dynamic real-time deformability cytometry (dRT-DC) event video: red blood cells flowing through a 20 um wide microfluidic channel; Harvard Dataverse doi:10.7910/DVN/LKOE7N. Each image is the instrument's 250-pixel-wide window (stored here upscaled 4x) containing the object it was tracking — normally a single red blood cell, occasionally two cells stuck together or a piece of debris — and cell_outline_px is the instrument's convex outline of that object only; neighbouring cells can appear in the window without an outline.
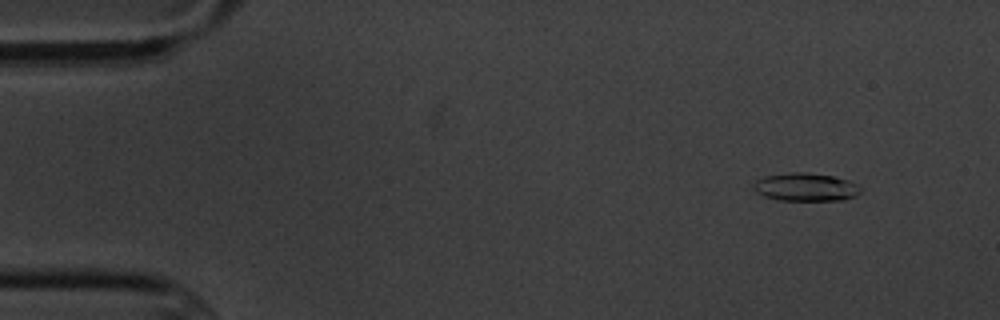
{"species": "common noctule bat (a hibernating species)", "species_latin": "Nyctalus noctula", "temperature_condition": "cold", "stored_images_in_passage": 5, "camera_frame_rate_fps": 3000, "um_per_image_px": 0.085, "animal": {"sex": "male", "body_mass_g": 20.1, "forearm_length_mm": 53.5}, "frame": {"image": 1, "passage_image": 2, "time_ms": 1.0, "image_size_px": [1000, 320], "cell_outline_px": [[860, 192], [856, 196], [844, 200], [780, 200], [764, 196], [756, 192], [752, 188], [756, 180], [764, 176], [788, 172], [808, 172], [832, 176], [848, 180], [856, 184], [860, 188]], "centroid_in_image_um": [68.46, 15.89], "position_along_channel_um": 16.5, "area_um2": 17.57}}
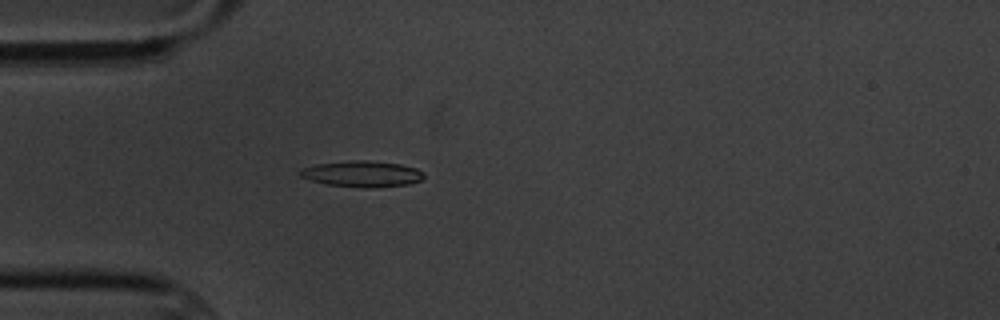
{"frame": {"image": 2, "passage_image": 5, "time_ms": 4.667, "image_size_px": [1000, 320], "cell_outline_px": [[424, 176], [420, 180], [408, 184], [372, 188], [364, 188], [328, 184], [312, 180], [300, 176], [300, 168], [316, 164], [352, 160], [364, 160], [400, 164], [416, 168], [424, 172]], "centroid_in_image_um": [30.79, 14.78], "position_along_channel_um": 54.2, "area_um2": 18.67}}